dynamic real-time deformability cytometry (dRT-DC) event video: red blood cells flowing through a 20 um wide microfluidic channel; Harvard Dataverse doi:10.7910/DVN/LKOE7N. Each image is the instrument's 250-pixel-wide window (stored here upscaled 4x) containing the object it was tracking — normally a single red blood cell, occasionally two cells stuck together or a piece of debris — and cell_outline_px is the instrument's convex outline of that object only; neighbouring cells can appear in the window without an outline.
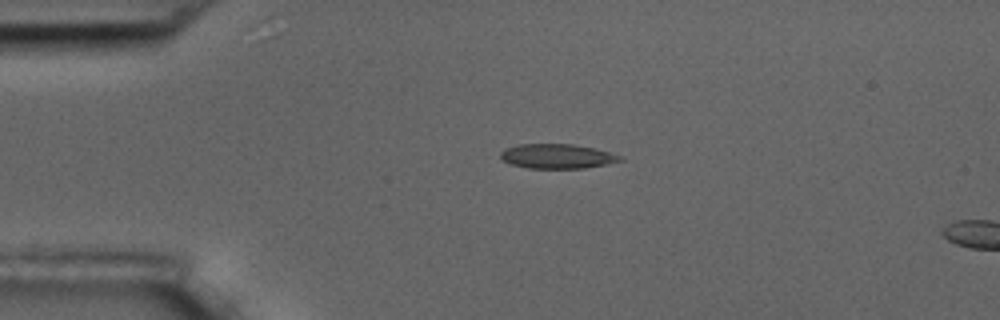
{"species": "common noctule bat (a hibernating species)", "species_latin": "Nyctalus noctula", "temperature_condition": "room temperature", "stored_images_in_passage": 5, "camera_frame_rate_fps": 3000, "um_per_image_px": 0.085, "animal": {"sex": "male", "body_mass_g": 17.5, "forearm_length_mm": 52.3}, "frame": {"image": 1, "passage_image": 4, "time_ms": 3.667, "image_size_px": [1000, 320], "cell_outline_px": [[624, 160], [584, 168], [528, 168], [512, 164], [500, 160], [500, 152], [504, 148], [516, 144], [572, 144], [592, 148], [624, 156]], "centroid_in_image_um": [47.31, 13.27], "position_along_channel_um": 37.7, "area_um2": 17.11}}